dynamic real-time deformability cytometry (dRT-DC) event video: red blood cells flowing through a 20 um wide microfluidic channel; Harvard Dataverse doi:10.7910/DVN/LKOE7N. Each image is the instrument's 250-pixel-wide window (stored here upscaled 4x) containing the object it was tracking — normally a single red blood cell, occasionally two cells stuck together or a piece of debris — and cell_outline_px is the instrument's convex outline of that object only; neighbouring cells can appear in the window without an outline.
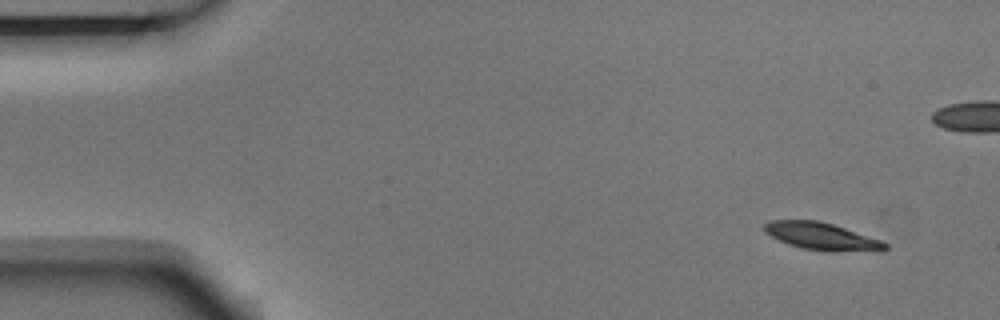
{"species": "Egyptian fruit bat (a non-hibernating species)", "species_latin": "Rousettus aegyptiacus", "temperature_condition": "room temperature", "stored_images_in_passage": 7, "camera_frame_rate_fps": 3000, "um_per_image_px": 0.085, "animal": {"sex": "male"}, "frame": {"image": 1, "passage_image": 1, "time_ms": 0.0, "image_size_px": [1000, 320], "cell_outline_px": [[888, 248], [880, 252], [828, 252], [800, 248], [788, 244], [764, 232], [764, 224], [772, 220], [820, 220], [880, 240], [888, 244]], "centroid_in_image_um": [69.9, 20.12], "position_along_channel_um": 15.1, "area_um2": 19.48}}
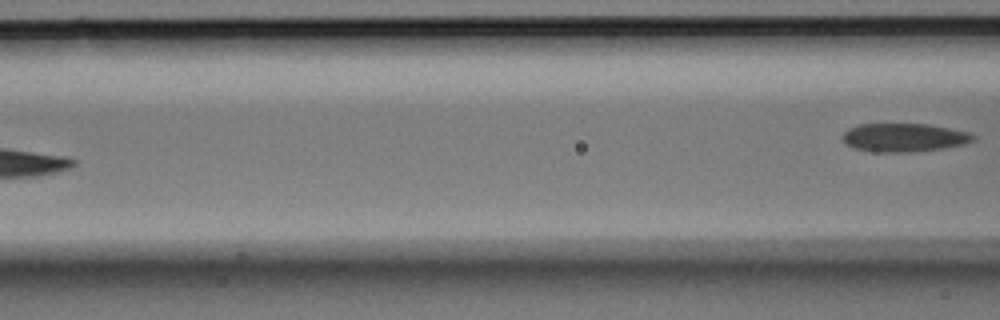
{"frame": {"image": 2, "passage_image": 7, "time_ms": 2.0, "image_size_px": [1000, 320], "cell_outline_px": [[976, 136], [972, 140], [964, 144], [944, 148], [912, 152], [876, 152], [856, 148], [844, 144], [840, 140], [840, 136], [848, 128], [860, 124], [928, 124], [968, 132]], "centroid_in_image_um": [76.78, 11.69], "position_along_channel_um": 89.8, "area_um2": 21.73}}